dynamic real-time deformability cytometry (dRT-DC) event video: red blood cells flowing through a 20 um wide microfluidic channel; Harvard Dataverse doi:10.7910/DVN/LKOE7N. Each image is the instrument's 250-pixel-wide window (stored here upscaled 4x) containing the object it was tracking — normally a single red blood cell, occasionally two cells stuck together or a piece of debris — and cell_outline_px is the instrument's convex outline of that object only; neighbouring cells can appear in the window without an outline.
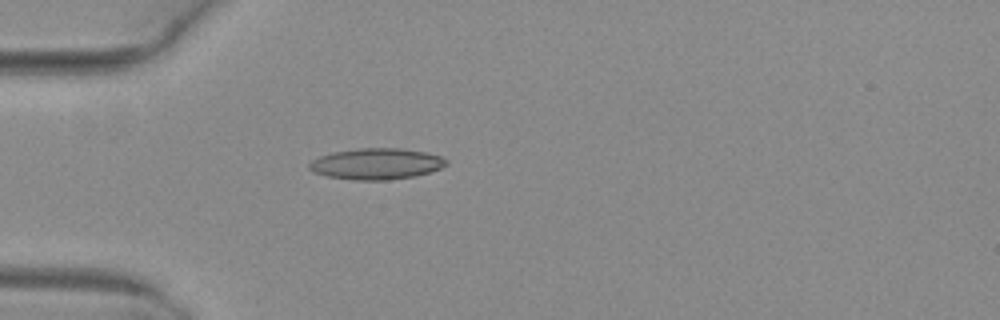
{"species": "common noctule bat (a hibernating species)", "species_latin": "Nyctalus noctula", "temperature_condition": "warm", "stored_images_in_passage": 4, "camera_frame_rate_fps": 3000, "um_per_image_px": 0.085, "animal": {"sex": "female", "body_mass_g": 29.2, "forearm_length_mm": 56.3}, "frame": {"image": 1, "passage_image": 4, "time_ms": 1.0, "image_size_px": [1000, 320], "cell_outline_px": [[448, 164], [440, 168], [416, 176], [388, 180], [352, 180], [328, 176], [312, 172], [308, 168], [308, 164], [312, 160], [320, 156], [332, 152], [360, 148], [400, 148], [424, 152], [440, 156], [448, 160]], "centroid_in_image_um": [31.97, 13.93], "position_along_channel_um": 53.0, "area_um2": 24.91}}